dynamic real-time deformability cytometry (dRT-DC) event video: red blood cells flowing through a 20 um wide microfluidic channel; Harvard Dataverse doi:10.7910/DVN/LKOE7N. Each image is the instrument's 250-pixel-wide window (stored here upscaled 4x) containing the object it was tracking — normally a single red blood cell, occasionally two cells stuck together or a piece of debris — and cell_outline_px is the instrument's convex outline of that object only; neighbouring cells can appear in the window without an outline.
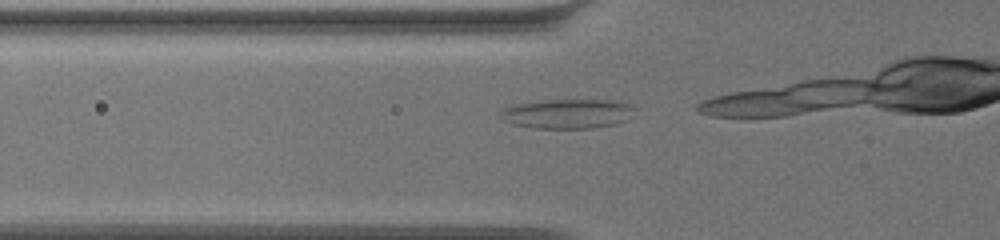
{"species": "common noctule bat (a hibernating species)", "species_latin": "Nyctalus noctula", "temperature_condition": "warm", "stored_images_in_passage": 17, "camera_frame_rate_fps": 3000, "um_per_image_px": 0.085, "animal": {"sex": "female", "body_mass_g": 19.5, "forearm_length_mm": 54.1}, "frame": {"image": 1, "passage_image": 13, "time_ms": 4.0, "image_size_px": [1000, 240], "cell_outline_px": [[636, 108], [628, 120], [612, 124], [592, 128], [532, 128], [512, 124], [504, 120], [500, 116], [500, 112], [504, 108], [516, 104], [536, 100], [608, 100], [632, 104]], "centroid_in_image_um": [48.23, 9.66], "position_along_channel_um": 77.6, "area_um2": 23.18}}
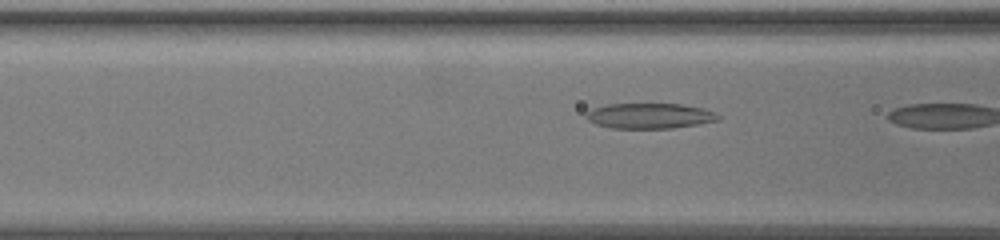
{"frame": {"image": 2, "passage_image": 16, "time_ms": 5.0, "image_size_px": [1000, 240], "cell_outline_px": [[720, 120], [672, 128], [612, 128], [596, 124], [588, 120], [584, 116], [584, 112], [592, 108], [608, 104], [684, 104], [704, 108], [720, 116]], "centroid_in_image_um": [55.18, 9.84], "position_along_channel_um": 111.4, "area_um2": 19.54}}